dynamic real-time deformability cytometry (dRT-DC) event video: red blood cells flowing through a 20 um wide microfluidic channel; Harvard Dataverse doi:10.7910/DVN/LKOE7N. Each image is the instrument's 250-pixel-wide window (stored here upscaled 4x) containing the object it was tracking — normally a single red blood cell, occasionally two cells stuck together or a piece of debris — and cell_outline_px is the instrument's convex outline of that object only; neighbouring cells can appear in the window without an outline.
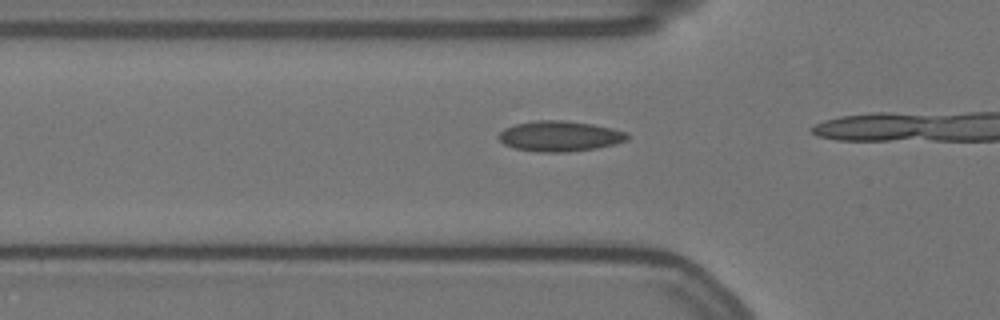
{"species": "Egyptian fruit bat (a non-hibernating species)", "species_latin": "Rousettus aegyptiacus", "temperature_condition": "warm", "stored_images_in_passage": 9, "camera_frame_rate_fps": 3000, "um_per_image_px": 0.085, "animal": {"sex": "female"}, "frame": {"image": 1, "passage_image": 7, "time_ms": 2.0, "image_size_px": [1000, 320], "cell_outline_px": [[628, 140], [616, 144], [596, 148], [568, 152], [536, 152], [512, 148], [504, 144], [496, 136], [504, 128], [516, 124], [536, 120], [560, 120], [592, 124], [612, 128], [624, 132], [628, 136]], "centroid_in_image_um": [47.54, 11.58], "position_along_channel_um": 78.3, "area_um2": 22.89}}